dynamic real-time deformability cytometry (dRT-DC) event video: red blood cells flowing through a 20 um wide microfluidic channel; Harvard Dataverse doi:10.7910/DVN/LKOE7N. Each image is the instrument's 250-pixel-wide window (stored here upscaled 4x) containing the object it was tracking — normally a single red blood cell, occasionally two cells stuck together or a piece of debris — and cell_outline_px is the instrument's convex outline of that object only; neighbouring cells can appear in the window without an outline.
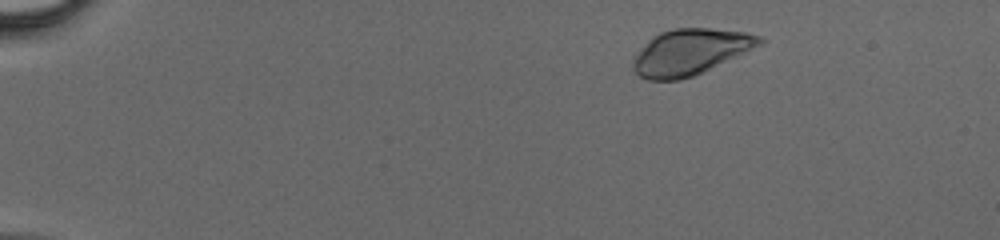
{"species": "human", "species_latin": "Homo sapiens", "temperature_condition": "cold", "stored_images_in_passage": 36, "camera_frame_rate_fps": 3000, "um_per_image_px": 0.085, "donor": {"sex": "male"}, "frame": {"image": 1, "passage_image": 5, "time_ms": 1.333, "image_size_px": [1000, 240], "cell_outline_px": [[764, 44], [704, 72], [680, 80], [648, 80], [640, 76], [632, 68], [632, 64], [636, 56], [660, 32], [676, 28], [708, 28], [744, 32], [760, 36], [764, 40]], "centroid_in_image_um": [58.75, 4.43], "position_along_channel_um": 26.3, "area_um2": 33.35}}